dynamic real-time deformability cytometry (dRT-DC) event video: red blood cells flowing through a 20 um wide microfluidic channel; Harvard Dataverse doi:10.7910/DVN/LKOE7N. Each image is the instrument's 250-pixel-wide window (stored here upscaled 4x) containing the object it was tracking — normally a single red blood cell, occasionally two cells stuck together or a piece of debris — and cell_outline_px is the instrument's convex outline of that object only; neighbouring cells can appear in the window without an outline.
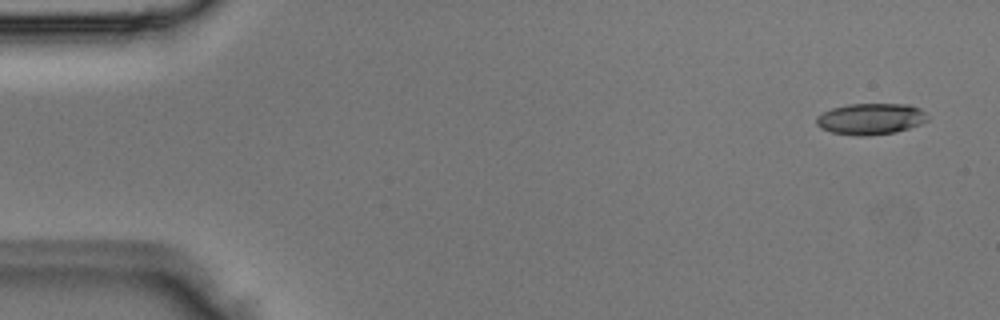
{"species": "Egyptian fruit bat (a non-hibernating species)", "species_latin": "Rousettus aegyptiacus", "temperature_condition": "room temperature", "stored_images_in_passage": 4, "camera_frame_rate_fps": 3000, "um_per_image_px": 0.085, "animal": {"sex": "male"}, "frame": {"image": 1, "passage_image": 1, "time_ms": 0.0, "image_size_px": [1000, 320], "cell_outline_px": [[928, 120], [920, 124], [896, 132], [864, 136], [860, 136], [832, 132], [820, 128], [816, 124], [816, 116], [832, 108], [848, 104], [912, 104], [920, 108], [928, 116]], "centroid_in_image_um": [74.02, 10.1], "position_along_channel_um": 11.0, "area_um2": 20.29}}